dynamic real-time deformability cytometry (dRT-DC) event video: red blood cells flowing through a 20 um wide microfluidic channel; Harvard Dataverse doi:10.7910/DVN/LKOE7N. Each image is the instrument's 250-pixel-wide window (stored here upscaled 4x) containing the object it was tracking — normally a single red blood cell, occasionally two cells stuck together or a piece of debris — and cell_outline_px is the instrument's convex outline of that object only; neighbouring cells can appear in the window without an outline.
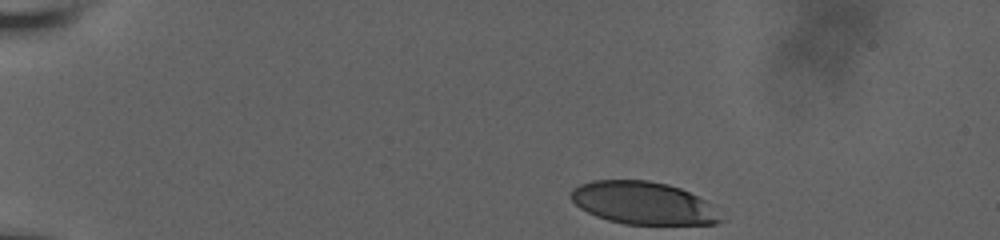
{"species": "human", "species_latin": "Homo sapiens", "temperature_condition": "room temperature", "stored_images_in_passage": 39, "camera_frame_rate_fps": 3000, "um_per_image_px": 0.085, "donor": {"sex": "male"}, "frame": {"image": 1, "passage_image": 1, "time_ms": 0.0, "image_size_px": [1000, 240], "cell_outline_px": [[728, 220], [716, 224], [624, 224], [608, 220], [596, 216], [580, 208], [568, 196], [572, 188], [580, 184], [592, 180], [648, 180], [668, 184], [680, 188], [704, 200]], "centroid_in_image_um": [54.67, 17.26], "position_along_channel_um": 30.3, "area_um2": 37.34}}
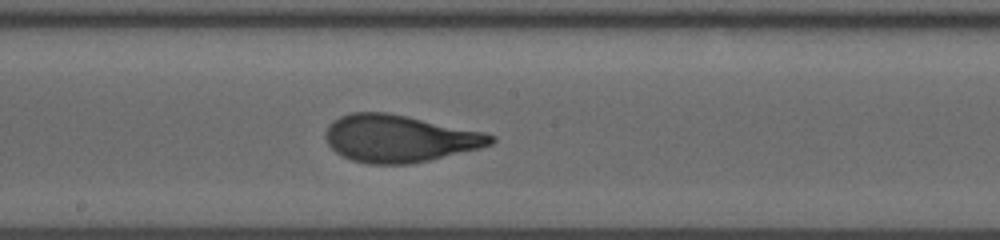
{"frame": {"image": 2, "passage_image": 23, "time_ms": 7.333, "image_size_px": [1000, 240], "cell_outline_px": [[496, 140], [492, 144], [480, 148], [428, 160], [408, 164], [368, 164], [352, 160], [336, 152], [328, 144], [324, 136], [324, 132], [328, 124], [332, 120], [340, 116], [352, 112], [388, 112], [408, 116], [484, 132], [496, 136]], "centroid_in_image_um": [33.92, 11.76], "position_along_channel_um": 214.3, "area_um2": 45.55}}
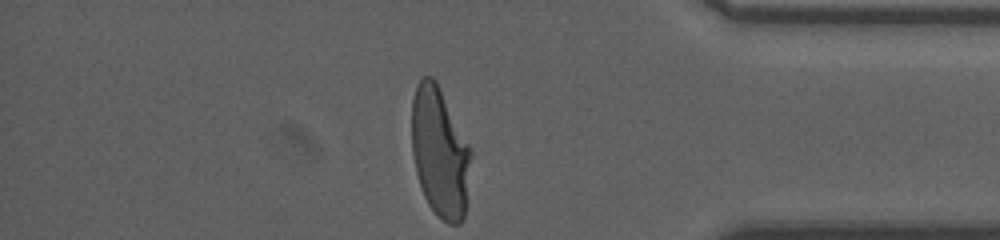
{"frame": {"image": 3, "passage_image": 39, "time_ms": 12.667, "image_size_px": [1000, 240], "cell_outline_px": [[472, 156], [464, 220], [460, 224], [448, 224], [428, 204], [424, 196], [416, 172], [412, 152], [412, 100], [416, 84], [424, 76], [432, 76], [436, 80], [472, 148]], "centroid_in_image_um": [37.41, 12.93], "position_along_channel_um": 397.8, "area_um2": 45.14}, "authors_computed_cell_mechanics": {"area_um2": 44.6794, "velocity_mm_per_s": 3.823, "shape_relaxation_time_tau1_ms": 4.3839, "shape_relaxation_time_tau2_ms": null, "deformation_change_tau1": 0.218, "deformation_change_tau2": null}}